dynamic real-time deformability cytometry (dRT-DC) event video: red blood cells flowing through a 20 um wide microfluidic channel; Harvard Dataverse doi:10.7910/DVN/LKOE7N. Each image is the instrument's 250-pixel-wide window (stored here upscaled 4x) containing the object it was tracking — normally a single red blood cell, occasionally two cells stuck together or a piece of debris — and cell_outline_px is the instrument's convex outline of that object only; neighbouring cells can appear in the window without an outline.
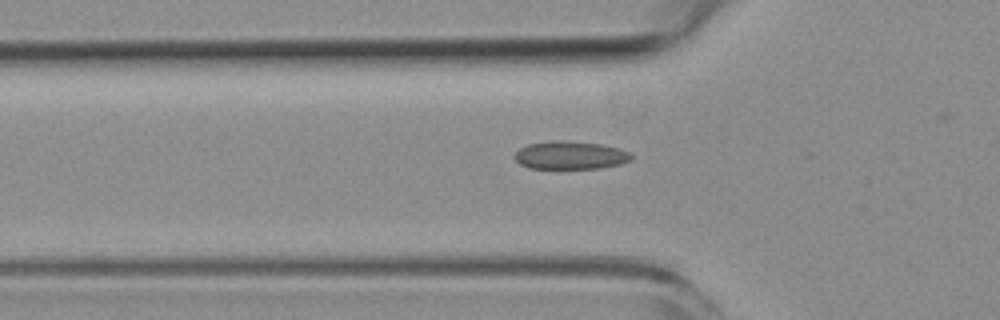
{"species": "common noctule bat (a hibernating species)", "species_latin": "Nyctalus noctula", "temperature_condition": "room temperature", "stored_images_in_passage": 20, "camera_frame_rate_fps": 3000, "um_per_image_px": 0.085, "animal": {"sex": "female", "body_mass_g": 19.3, "forearm_length_mm": 54.1}, "frame": {"image": 1, "passage_image": 11, "time_ms": 3.333, "image_size_px": [1000, 320], "cell_outline_px": [[632, 160], [620, 164], [600, 168], [528, 168], [520, 164], [516, 160], [516, 152], [520, 148], [528, 144], [552, 140], [564, 140], [600, 144], [620, 148], [628, 152], [632, 156]], "centroid_in_image_um": [48.49, 13.19], "position_along_channel_um": 77.3, "area_um2": 19.02}}
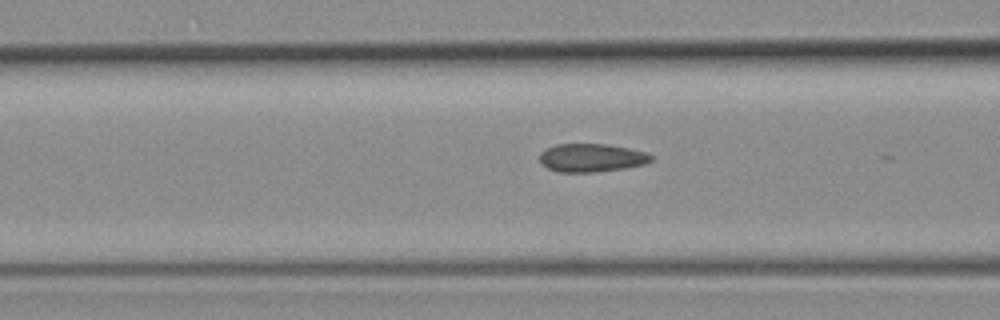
{"frame": {"image": 2, "passage_image": 14, "time_ms": 4.333, "image_size_px": [1000, 320], "cell_outline_px": [[652, 160], [644, 164], [624, 168], [596, 172], [560, 172], [548, 168], [540, 164], [540, 152], [544, 148], [556, 144], [608, 144], [648, 152], [652, 156]], "centroid_in_image_um": [50.25, 13.4], "position_along_channel_um": 116.3, "area_um2": 18.5}}
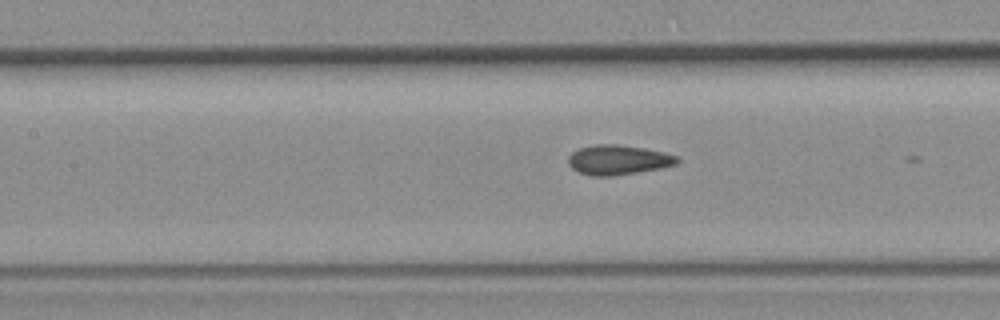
{"frame": {"image": 3, "passage_image": 17, "time_ms": 5.333, "image_size_px": [1000, 320], "cell_outline_px": [[680, 160], [676, 164], [660, 168], [612, 176], [592, 176], [580, 172], [572, 168], [568, 164], [568, 156], [572, 152], [580, 148], [592, 144], [620, 144], [644, 148], [664, 152], [680, 156]], "centroid_in_image_um": [52.55, 13.57], "position_along_channel_um": 154.9, "area_um2": 18.96}}